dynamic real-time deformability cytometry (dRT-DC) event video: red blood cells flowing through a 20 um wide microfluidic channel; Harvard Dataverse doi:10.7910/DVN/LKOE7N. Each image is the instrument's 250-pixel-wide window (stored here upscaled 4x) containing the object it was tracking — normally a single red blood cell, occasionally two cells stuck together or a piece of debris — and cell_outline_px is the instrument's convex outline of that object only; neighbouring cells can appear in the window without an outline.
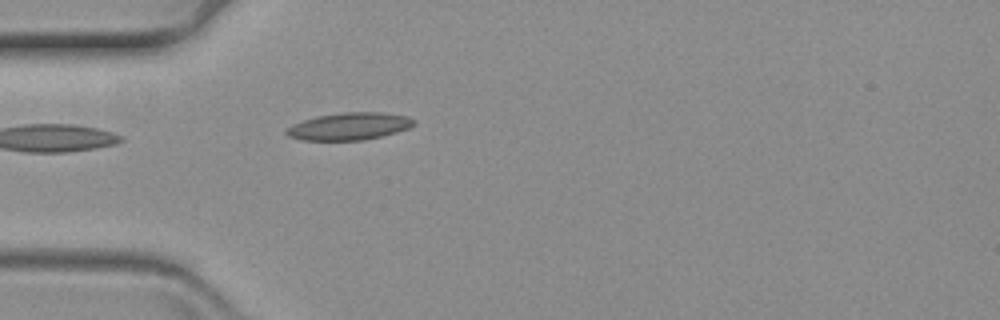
{"species": "common noctule bat (a hibernating species)", "species_latin": "Nyctalus noctula", "temperature_condition": "warm", "stored_images_in_passage": 39, "camera_frame_rate_fps": 3000, "um_per_image_px": 0.085, "animal": {"sex": "female", "body_mass_g": 19.3, "forearm_length_mm": 54.1}, "frame": {"image": 1, "passage_image": 1, "time_ms": 0.0, "image_size_px": [1000, 320], "cell_outline_px": [[416, 124], [408, 128], [396, 132], [364, 140], [300, 140], [288, 136], [284, 132], [292, 124], [316, 116], [344, 112], [380, 112], [404, 116], [416, 120]], "centroid_in_image_um": [29.66, 10.74], "position_along_channel_um": 55.3, "area_um2": 20.17}}
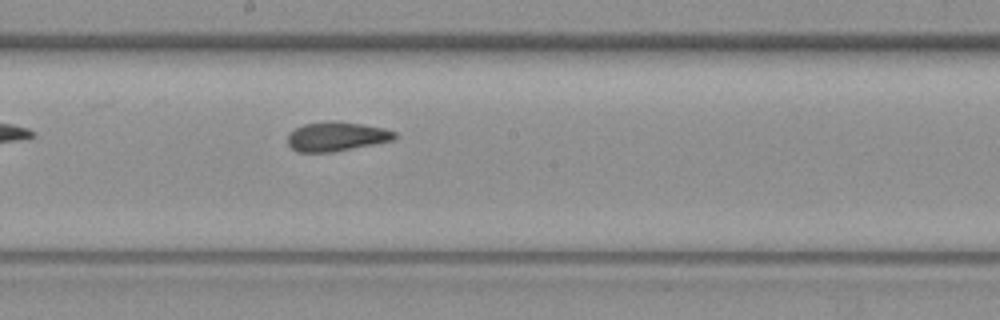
{"frame": {"image": 2, "passage_image": 16, "time_ms": 5.0, "image_size_px": [1000, 320], "cell_outline_px": [[396, 136], [392, 140], [332, 152], [300, 152], [292, 148], [288, 144], [288, 132], [304, 124], [328, 120], [336, 120], [384, 128], [396, 132]], "centroid_in_image_um": [28.56, 11.58], "position_along_channel_um": 219.6, "area_um2": 18.15}}
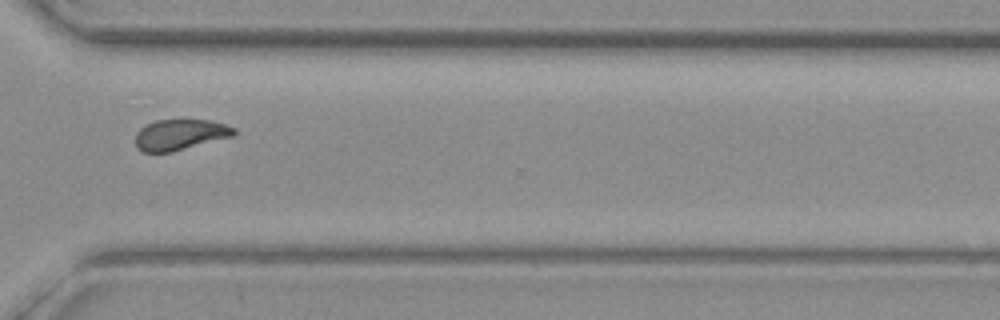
{"frame": {"image": 3, "passage_image": 28, "time_ms": 9.0, "image_size_px": [1000, 320], "cell_outline_px": [[236, 132], [232, 136], [172, 152], [144, 152], [136, 148], [136, 132], [140, 128], [156, 120], [180, 116], [184, 116], [212, 120], [236, 128]], "centroid_in_image_um": [15.31, 11.38], "position_along_channel_um": 355.3, "area_um2": 18.44}}